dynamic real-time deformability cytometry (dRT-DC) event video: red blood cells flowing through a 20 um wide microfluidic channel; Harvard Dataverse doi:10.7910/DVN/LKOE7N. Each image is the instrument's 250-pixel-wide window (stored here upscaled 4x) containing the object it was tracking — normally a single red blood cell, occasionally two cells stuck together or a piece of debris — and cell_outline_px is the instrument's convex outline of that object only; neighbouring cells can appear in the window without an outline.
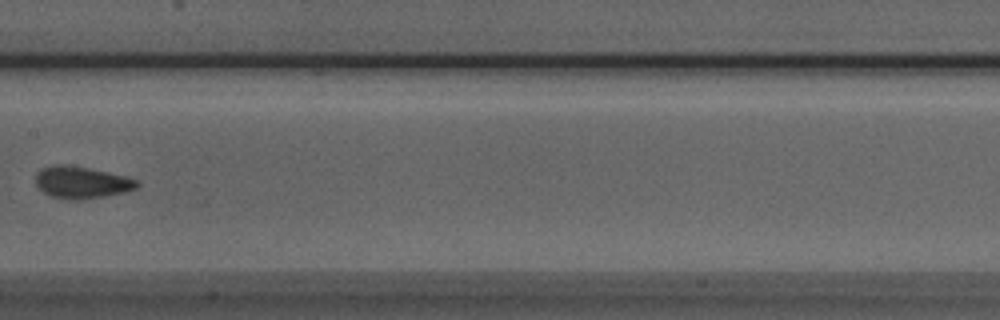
{"species": "Egyptian fruit bat (a non-hibernating species)", "species_latin": "Rousettus aegyptiacus", "temperature_condition": "room temperature", "stored_images_in_passage": 6, "camera_frame_rate_fps": 3000, "um_per_image_px": 0.085, "animal": {"sex": "male"}, "frame": {"image": 1, "passage_image": 6, "time_ms": 1.667, "image_size_px": [1000, 320], "cell_outline_px": [[140, 184], [136, 188], [124, 192], [104, 196], [80, 200], [72, 200], [52, 196], [44, 192], [36, 184], [36, 172], [40, 168], [52, 164], [64, 164], [88, 168], [128, 176], [136, 180]], "centroid_in_image_um": [6.92, 15.49], "position_along_channel_um": 200.5, "area_um2": 18.9}}